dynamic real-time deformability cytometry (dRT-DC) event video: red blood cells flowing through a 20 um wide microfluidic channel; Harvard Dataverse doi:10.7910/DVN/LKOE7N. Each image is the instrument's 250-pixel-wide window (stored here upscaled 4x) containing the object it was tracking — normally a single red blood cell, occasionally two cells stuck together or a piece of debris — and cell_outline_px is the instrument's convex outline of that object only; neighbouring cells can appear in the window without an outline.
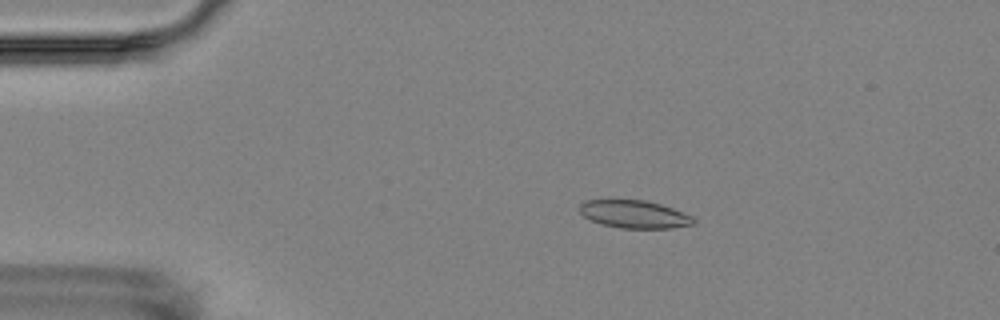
{"species": "Egyptian fruit bat (a non-hibernating species)", "species_latin": "Rousettus aegyptiacus", "temperature_condition": "room temperature", "stored_images_in_passage": 6, "camera_frame_rate_fps": 3000, "um_per_image_px": 0.085, "animal": {"sex": "female"}, "frame": {"image": 1, "passage_image": 3, "time_ms": 2.667, "image_size_px": [1000, 320], "cell_outline_px": [[696, 224], [672, 228], [620, 228], [600, 224], [584, 216], [580, 212], [580, 204], [584, 200], [644, 200], [660, 204], [672, 208], [692, 216], [696, 220]], "centroid_in_image_um": [53.93, 18.22], "position_along_channel_um": 31.1, "area_um2": 18.44}}
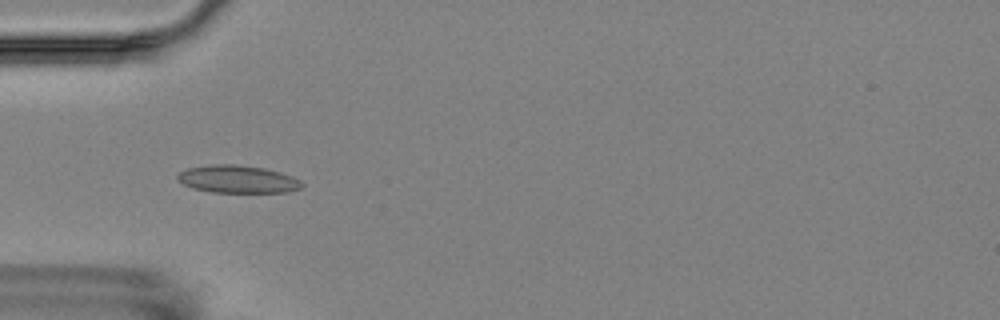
{"frame": {"image": 2, "passage_image": 5, "time_ms": 5.0, "image_size_px": [1000, 320], "cell_outline_px": [[304, 184], [300, 188], [288, 192], [212, 192], [192, 188], [176, 180], [176, 176], [180, 172], [188, 168], [212, 164], [236, 164], [264, 168], [280, 172], [292, 176], [300, 180]], "centroid_in_image_um": [20.19, 15.23], "position_along_channel_um": 64.8, "area_um2": 20.06}}
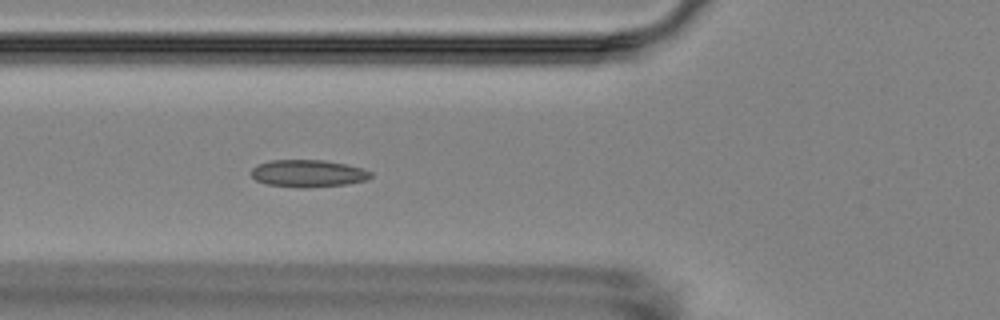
{"frame": {"image": 3, "passage_image": 6, "time_ms": 6.0, "image_size_px": [1000, 320], "cell_outline_px": [[372, 176], [368, 180], [348, 184], [304, 188], [300, 188], [268, 184], [256, 180], [252, 176], [252, 168], [256, 164], [268, 160], [324, 160], [348, 164], [364, 168], [372, 172]], "centroid_in_image_um": [26.22, 14.73], "position_along_channel_um": 99.6, "area_um2": 19.25}}